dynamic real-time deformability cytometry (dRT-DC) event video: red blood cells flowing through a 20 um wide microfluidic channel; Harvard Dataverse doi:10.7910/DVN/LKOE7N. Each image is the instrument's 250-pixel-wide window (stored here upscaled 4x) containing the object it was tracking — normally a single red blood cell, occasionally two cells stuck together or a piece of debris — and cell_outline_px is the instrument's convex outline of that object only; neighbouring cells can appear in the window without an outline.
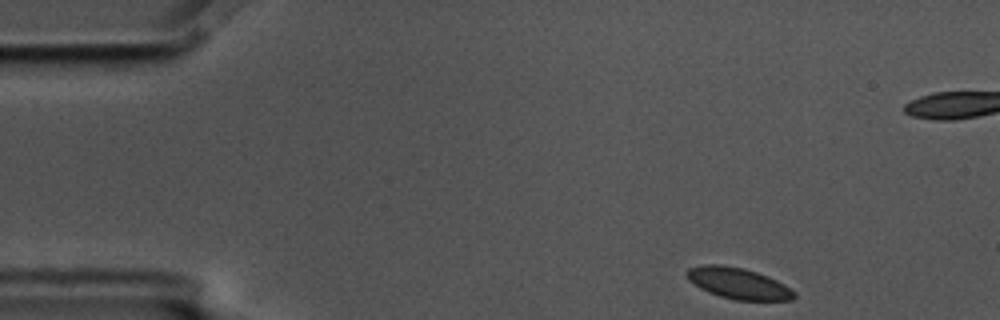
{"species": "common noctule bat (a hibernating species)", "species_latin": "Nyctalus noctula", "temperature_condition": "cold", "stored_images_in_passage": 5, "camera_frame_rate_fps": 3000, "um_per_image_px": 0.085, "animal": {"sex": "male", "body_mass_g": 17.5, "forearm_length_mm": 52.3}, "frame": {"image": 1, "passage_image": 1, "time_ms": 0.0, "image_size_px": [1000, 320], "cell_outline_px": [[796, 296], [792, 300], [736, 300], [720, 296], [708, 292], [700, 288], [688, 280], [684, 272], [688, 268], [704, 264], [720, 264], [744, 268], [768, 276], [784, 284], [796, 292]], "centroid_in_image_um": [62.73, 24.07], "position_along_channel_um": 22.3, "area_um2": 19.59}}